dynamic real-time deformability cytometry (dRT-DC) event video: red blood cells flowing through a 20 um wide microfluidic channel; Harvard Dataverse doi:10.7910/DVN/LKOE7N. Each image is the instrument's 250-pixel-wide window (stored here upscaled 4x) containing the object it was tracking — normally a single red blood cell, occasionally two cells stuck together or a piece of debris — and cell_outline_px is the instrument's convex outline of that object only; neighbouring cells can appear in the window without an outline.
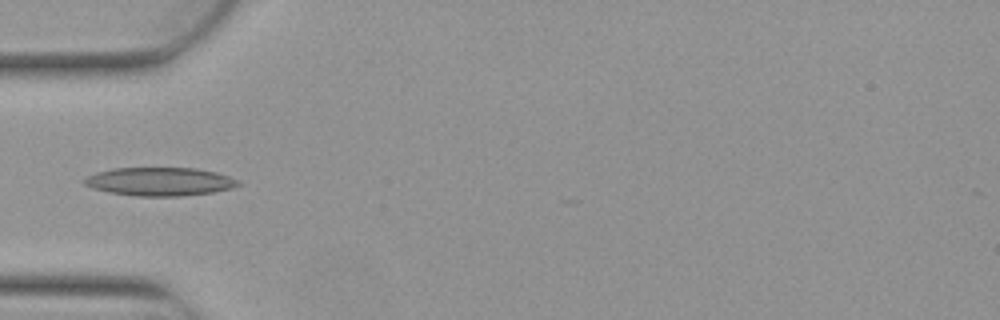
{"species": "Egyptian fruit bat (a non-hibernating species)", "species_latin": "Rousettus aegyptiacus", "temperature_condition": "warm", "stored_images_in_passage": 4, "camera_frame_rate_fps": 3000, "um_per_image_px": 0.085, "animal": {"sex": "female"}, "frame": {"image": 1, "passage_image": 2, "time_ms": 0.333, "image_size_px": [1000, 320], "cell_outline_px": [[240, 184], [232, 188], [212, 192], [180, 196], [136, 196], [108, 192], [92, 188], [84, 184], [84, 180], [88, 176], [96, 172], [112, 168], [196, 168], [216, 172], [228, 176], [236, 180]], "centroid_in_image_um": [13.55, 15.43], "position_along_channel_um": 71.5, "area_um2": 25.32}}
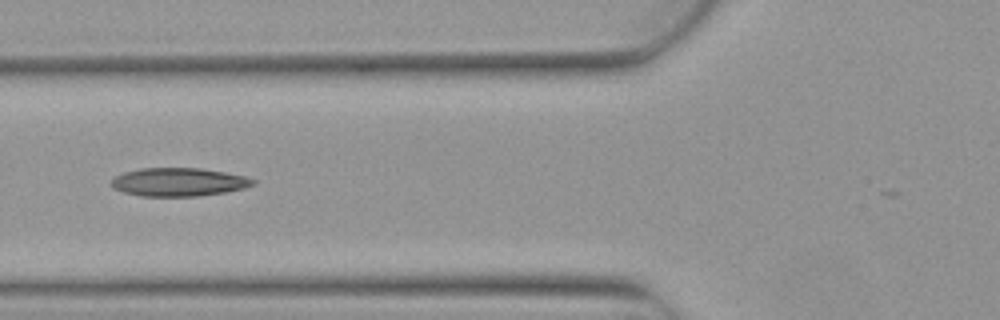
{"frame": {"image": 2, "passage_image": 3, "time_ms": 0.667, "image_size_px": [1000, 320], "cell_outline_px": [[256, 184], [244, 188], [224, 192], [200, 196], [140, 196], [124, 192], [112, 188], [112, 180], [116, 176], [124, 172], [140, 168], [200, 168], [224, 172], [244, 176], [256, 180]], "centroid_in_image_um": [15.19, 15.47], "position_along_channel_um": 110.6, "area_um2": 23.35}}